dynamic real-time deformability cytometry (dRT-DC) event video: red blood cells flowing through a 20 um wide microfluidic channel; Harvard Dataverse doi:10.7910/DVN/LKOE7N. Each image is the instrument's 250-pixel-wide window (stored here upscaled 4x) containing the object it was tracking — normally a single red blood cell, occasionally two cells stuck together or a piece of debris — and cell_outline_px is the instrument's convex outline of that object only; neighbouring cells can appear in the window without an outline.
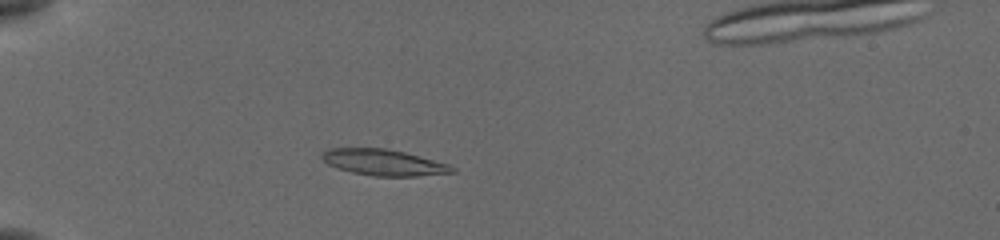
{"species": "common noctule bat (a hibernating species)", "species_latin": "Nyctalus noctula", "temperature_condition": "cold", "stored_images_in_passage": 43, "segment_of_instrument_passage": [1, 2], "camera_frame_rate_fps": 3000, "um_per_image_px": 0.085, "animal": {"sex": "female", "body_mass_g": 19.5, "forearm_length_mm": 54.1}, "frame": {"image": 1, "passage_image": 5, "time_ms": 1.333, "image_size_px": [1000, 240], "cell_outline_px": [[456, 172], [416, 176], [376, 176], [352, 172], [336, 168], [328, 164], [320, 156], [328, 148], [384, 148], [404, 152], [448, 164], [456, 168]], "centroid_in_image_um": [32.6, 13.81], "position_along_channel_um": 52.4, "area_um2": 19.65}}
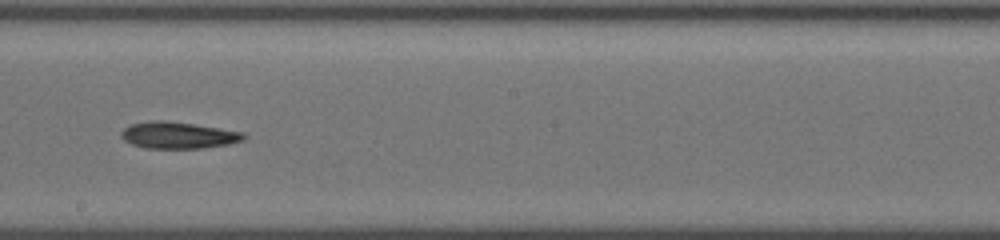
{"frame": {"image": 2, "passage_image": 21, "time_ms": 6.667, "image_size_px": [1000, 240], "cell_outline_px": [[248, 136], [244, 140], [228, 144], [204, 148], [144, 148], [132, 144], [124, 140], [120, 136], [120, 132], [128, 124], [152, 120], [164, 120], [220, 128], [244, 132]], "centroid_in_image_um": [15.13, 11.49], "position_along_channel_um": 233.1, "area_um2": 19.19}}
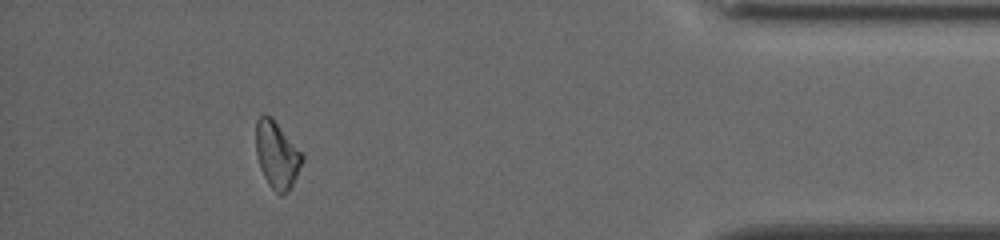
{"frame": {"image": 3, "passage_image": 38, "time_ms": 12.333, "image_size_px": [1000, 240], "cell_outline_px": [[304, 160], [288, 192], [280, 196], [268, 184], [260, 168], [256, 152], [256, 120], [260, 116], [272, 116], [304, 156]], "centroid_in_image_um": [23.53, 13.17], "position_along_channel_um": 411.7, "area_um2": 17.92}}